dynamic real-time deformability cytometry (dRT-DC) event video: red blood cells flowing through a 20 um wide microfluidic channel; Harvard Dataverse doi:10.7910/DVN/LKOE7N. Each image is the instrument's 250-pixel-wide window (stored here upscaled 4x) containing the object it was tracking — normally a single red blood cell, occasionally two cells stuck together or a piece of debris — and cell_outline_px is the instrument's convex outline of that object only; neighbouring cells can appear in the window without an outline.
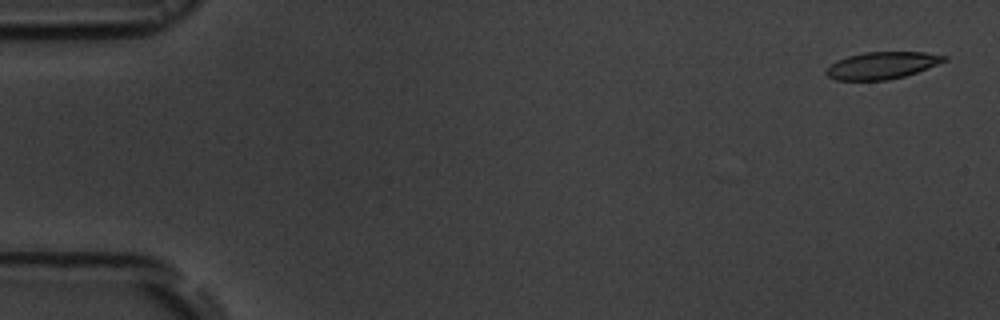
{"species": "common noctule bat (a hibernating species)", "species_latin": "Nyctalus noctula", "temperature_condition": "room temperature", "stored_images_in_passage": 6, "camera_frame_rate_fps": 3000, "um_per_image_px": 0.085, "animal": {"sex": "male", "body_mass_g": 19.5, "forearm_length_mm": 54.6}, "frame": {"image": 1, "passage_image": 2, "time_ms": 0.333, "image_size_px": [1000, 320], "cell_outline_px": [[948, 60], [916, 72], [904, 76], [888, 80], [836, 80], [828, 76], [824, 72], [836, 60], [848, 56], [864, 52], [924, 52], [948, 56]], "centroid_in_image_um": [74.97, 5.55], "position_along_channel_um": 10.0, "area_um2": 18.5}}